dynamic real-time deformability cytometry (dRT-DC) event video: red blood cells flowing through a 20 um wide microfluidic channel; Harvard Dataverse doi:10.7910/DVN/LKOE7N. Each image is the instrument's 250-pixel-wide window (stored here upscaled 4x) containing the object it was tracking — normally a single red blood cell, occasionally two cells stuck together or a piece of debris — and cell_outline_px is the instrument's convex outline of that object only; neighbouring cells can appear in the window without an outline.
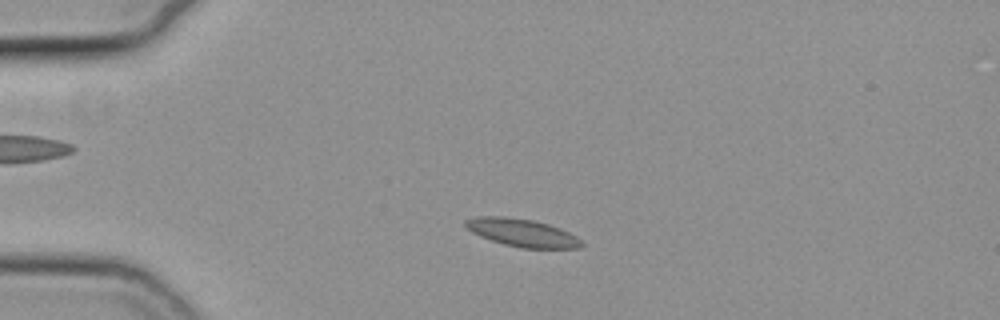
{"species": "common noctule bat (a hibernating species)", "species_latin": "Nyctalus noctula", "temperature_condition": "cold", "stored_images_in_passage": 51, "camera_frame_rate_fps": 3000, "um_per_image_px": 0.085, "animal": {"sex": "female", "body_mass_g": 19.3, "forearm_length_mm": 54.1}, "frame": {"image": 1, "passage_image": 9, "time_ms": 2.667, "image_size_px": [1000, 320], "cell_outline_px": [[584, 244], [580, 248], [520, 248], [504, 244], [480, 236], [472, 232], [464, 224], [464, 220], [480, 216], [504, 216], [532, 220], [548, 224], [560, 228], [576, 236]], "centroid_in_image_um": [44.38, 19.78], "position_along_channel_um": 40.6, "area_um2": 18.67}}
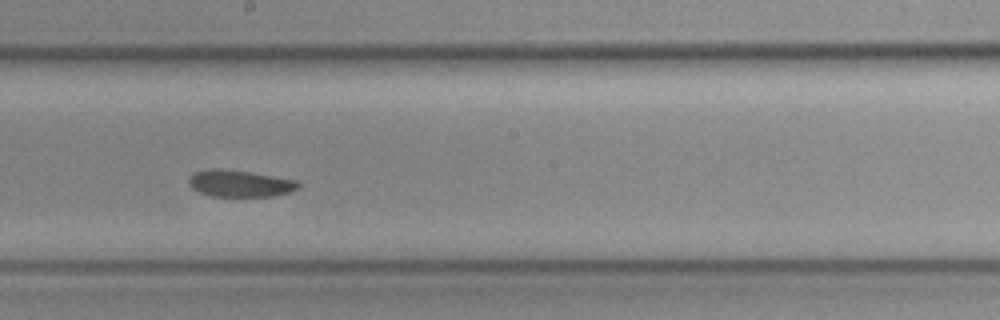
{"frame": {"image": 2, "passage_image": 27, "time_ms": 8.667, "image_size_px": [1000, 320], "cell_outline_px": [[300, 188], [292, 192], [272, 196], [212, 196], [200, 192], [192, 188], [188, 184], [188, 180], [192, 172], [212, 168], [216, 168], [248, 172], [296, 180], [300, 184]], "centroid_in_image_um": [20.38, 15.6], "position_along_channel_um": 227.8, "area_um2": 17.05}}
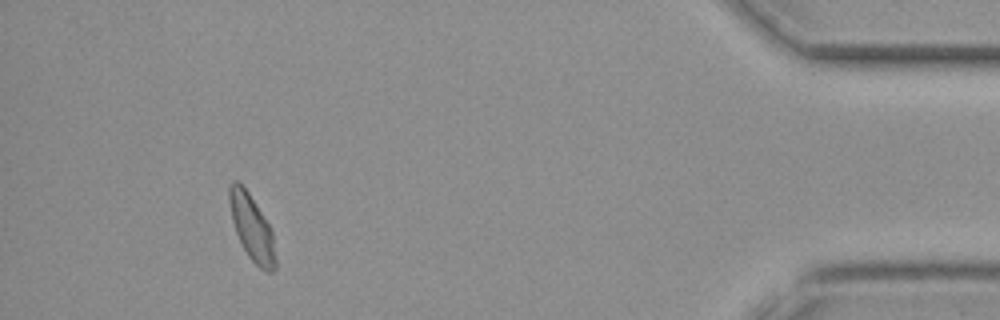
{"frame": {"image": 3, "passage_image": 47, "time_ms": 15.333, "image_size_px": [1000, 320], "cell_outline_px": [[276, 268], [272, 272], [268, 272], [260, 268], [248, 256], [236, 232], [232, 220], [228, 200], [228, 184], [232, 180], [236, 180], [248, 192], [272, 228], [276, 260]], "centroid_in_image_um": [21.41, 19.33], "position_along_channel_um": 413.8, "area_um2": 17.69}, "authors_computed_cell_mechanics": {"area_um2": 17.918, "velocity_mm_per_s": 3.7345, "shape_relaxation_time_tau1_ms": 5.6597, "shape_relaxation_time_tau2_ms": 3.7817, "deformation_change_tau1": 0.0974, "deformation_change_tau2": 0.0581}}